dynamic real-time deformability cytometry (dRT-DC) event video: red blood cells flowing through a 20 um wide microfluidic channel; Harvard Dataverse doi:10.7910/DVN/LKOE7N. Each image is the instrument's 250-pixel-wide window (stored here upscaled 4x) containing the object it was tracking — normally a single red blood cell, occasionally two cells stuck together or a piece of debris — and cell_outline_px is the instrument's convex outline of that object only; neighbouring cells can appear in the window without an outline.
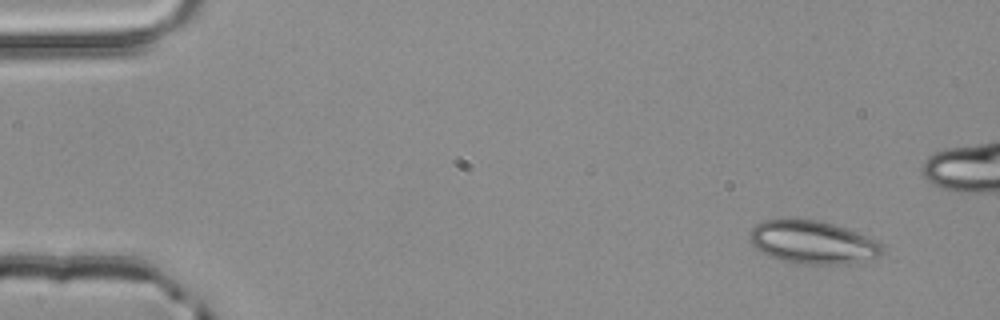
{"species": "common noctule bat (a hibernating species)", "species_latin": "Nyctalus noctula", "temperature_condition": "room temperature", "stored_images_in_passage": 4, "camera_frame_rate_fps": 3000, "um_per_image_px": 0.085, "animal": {"sex": "male", "body_mass_g": 20.4}, "frame": {"image": 1, "passage_image": 1, "time_ms": 0.0, "image_size_px": [1000, 320], "cell_outline_px": [[884, 252], [880, 256], [844, 264], [800, 264], [780, 260], [760, 252], [748, 240], [748, 232], [756, 224], [764, 220], [788, 216], [816, 220], [832, 224], [868, 236], [880, 244], [884, 248]], "centroid_in_image_um": [68.99, 20.56], "position_along_channel_um": 16.0, "area_um2": 33.76}}